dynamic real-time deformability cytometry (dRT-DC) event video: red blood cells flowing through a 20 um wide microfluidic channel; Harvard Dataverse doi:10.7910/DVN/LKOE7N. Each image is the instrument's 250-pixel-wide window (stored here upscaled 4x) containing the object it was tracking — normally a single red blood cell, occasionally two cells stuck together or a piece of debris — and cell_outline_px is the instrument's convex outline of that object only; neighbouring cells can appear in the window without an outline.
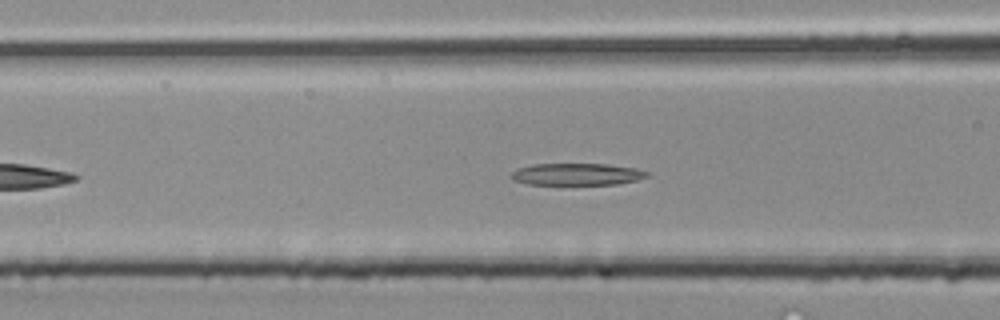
{"species": "common noctule bat (a hibernating species)", "species_latin": "Nyctalus noctula", "temperature_condition": "room temperature", "stored_images_in_passage": 32, "camera_frame_rate_fps": 3000, "um_per_image_px": 0.085, "animal": {"sex": "male", "body_mass_g": 20.4}, "frame": {"image": 1, "passage_image": 6, "time_ms": 1.667, "image_size_px": [1000, 320], "cell_outline_px": [[652, 176], [636, 180], [616, 184], [528, 184], [512, 180], [512, 172], [516, 168], [532, 164], [608, 164], [636, 168], [648, 172]], "centroid_in_image_um": [49.05, 14.8], "position_along_channel_um": 117.5, "area_um2": 17.4}}
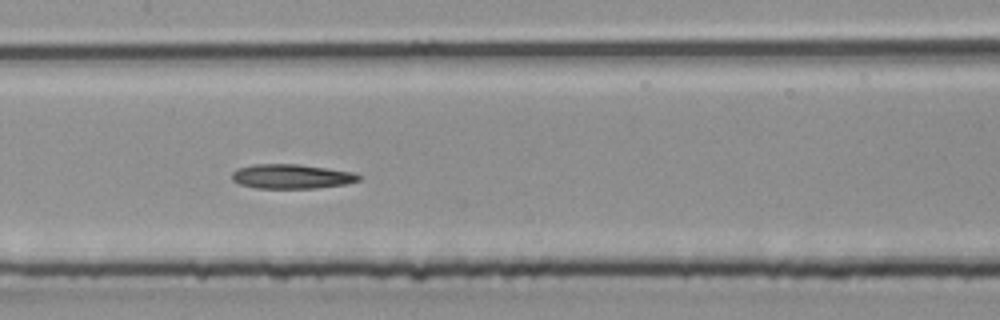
{"frame": {"image": 2, "passage_image": 10, "time_ms": 3.0, "image_size_px": [1000, 320], "cell_outline_px": [[360, 180], [344, 184], [316, 188], [256, 188], [240, 184], [232, 180], [232, 172], [236, 168], [252, 164], [300, 164], [356, 172], [360, 176]], "centroid_in_image_um": [24.77, 14.98], "position_along_channel_um": 182.6, "area_um2": 18.21}}
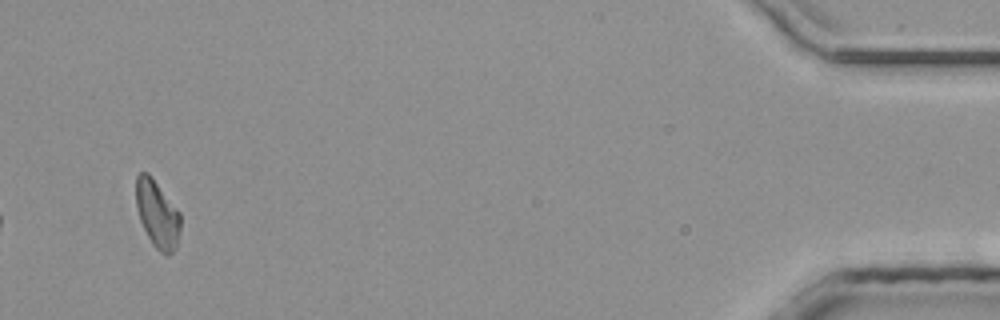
{"frame": {"image": 3, "passage_image": 30, "time_ms": 9.667, "image_size_px": [1000, 320], "cell_outline_px": [[180, 232], [176, 248], [168, 256], [164, 256], [152, 244], [140, 220], [136, 208], [136, 176], [140, 172], [148, 172], [180, 212]], "centroid_in_image_um": [13.37, 18.21], "position_along_channel_um": 421.8, "area_um2": 17.51}}